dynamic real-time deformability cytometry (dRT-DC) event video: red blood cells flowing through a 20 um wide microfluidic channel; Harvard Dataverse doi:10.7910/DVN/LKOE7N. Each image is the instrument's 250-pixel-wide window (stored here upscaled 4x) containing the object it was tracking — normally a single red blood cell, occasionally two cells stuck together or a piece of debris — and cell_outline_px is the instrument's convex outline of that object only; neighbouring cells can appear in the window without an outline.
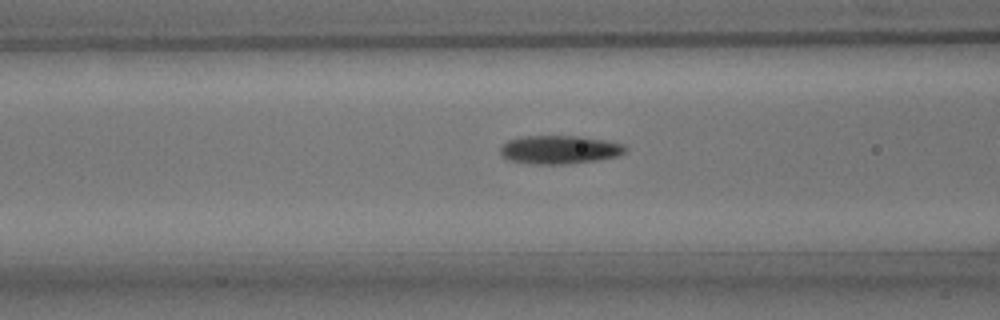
{"species": "common noctule bat (a hibernating species)", "species_latin": "Nyctalus noctula", "temperature_condition": "room temperature", "stored_images_in_passage": 26, "camera_frame_rate_fps": 3000, "um_per_image_px": 0.085, "animal": {"sex": "male", "body_mass_g": 15.6}, "frame": {"image": 1, "passage_image": 5, "time_ms": 1.333, "image_size_px": [1000, 320], "cell_outline_px": [[628, 148], [624, 152], [616, 156], [596, 160], [568, 164], [532, 164], [508, 160], [500, 152], [500, 148], [508, 140], [524, 136], [580, 136], [604, 140], [624, 144]], "centroid_in_image_um": [47.56, 12.72], "position_along_channel_um": 119.0, "area_um2": 20.63}}
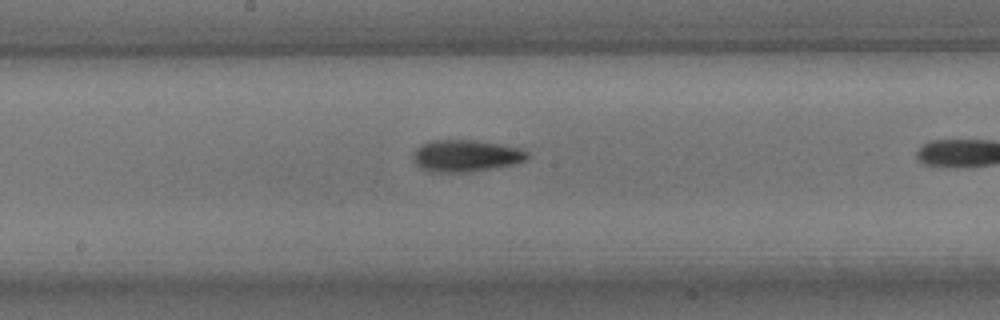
{"frame": {"image": 2, "passage_image": 12, "time_ms": 3.667, "image_size_px": [1000, 320], "cell_outline_px": [[528, 156], [524, 160], [512, 164], [468, 172], [428, 172], [420, 168], [416, 164], [412, 156], [416, 148], [420, 144], [432, 140], [476, 140], [524, 148], [528, 152]], "centroid_in_image_um": [39.56, 13.23], "position_along_channel_um": 208.6, "area_um2": 21.27}}
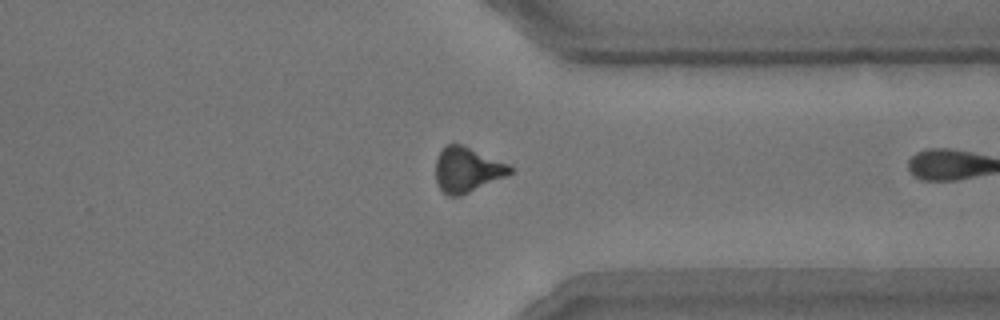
{"frame": {"image": 3, "passage_image": 25, "time_ms": 8.0, "image_size_px": [1000, 320], "cell_outline_px": [[516, 168], [512, 172], [504, 176], [460, 196], [448, 196], [440, 188], [436, 180], [436, 160], [440, 152], [448, 144], [460, 144], [508, 164]], "centroid_in_image_um": [39.69, 14.43], "position_along_channel_um": 371.7, "area_um2": 18.96}}